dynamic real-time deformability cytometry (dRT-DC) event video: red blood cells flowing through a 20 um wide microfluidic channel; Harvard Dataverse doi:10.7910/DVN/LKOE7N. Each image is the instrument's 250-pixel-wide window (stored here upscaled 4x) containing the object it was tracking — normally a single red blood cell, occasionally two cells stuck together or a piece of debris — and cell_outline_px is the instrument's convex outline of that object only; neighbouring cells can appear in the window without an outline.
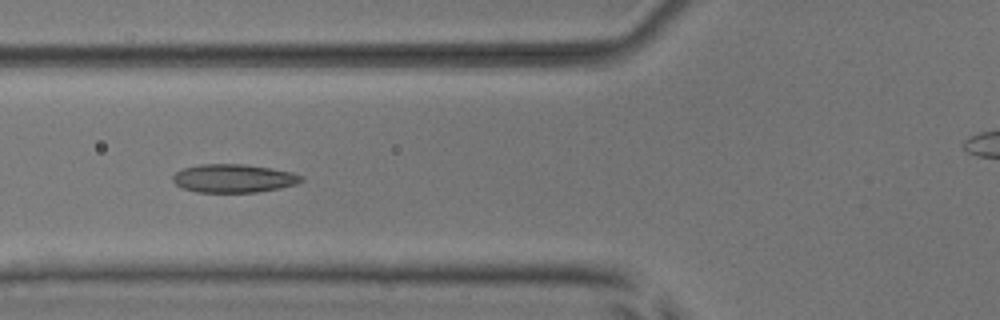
{"species": "common noctule bat (a hibernating species)", "species_latin": "Nyctalus noctula", "temperature_condition": "room temperature", "stored_images_in_passage": 8, "camera_frame_rate_fps": 3000, "um_per_image_px": 0.085, "animal": {"sex": "male", "body_mass_g": 17.9, "forearm_length_mm": 54.2}, "frame": {"image": 1, "passage_image": 6, "time_ms": 6.667, "image_size_px": [1000, 320], "cell_outline_px": [[304, 180], [296, 184], [280, 188], [256, 192], [196, 192], [184, 188], [176, 184], [172, 180], [172, 176], [176, 172], [184, 168], [200, 164], [244, 164], [292, 172], [304, 176]], "centroid_in_image_um": [19.87, 15.16], "position_along_channel_um": 105.9, "area_um2": 21.15}}
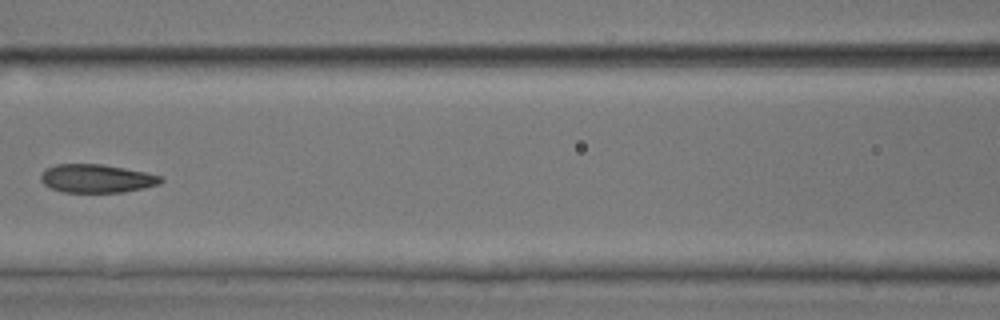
{"frame": {"image": 2, "passage_image": 7, "time_ms": 8.0, "image_size_px": [1000, 320], "cell_outline_px": [[164, 180], [160, 184], [144, 188], [124, 192], [64, 192], [52, 188], [44, 184], [40, 180], [40, 176], [44, 168], [56, 164], [100, 164], [124, 168], [144, 172], [160, 176]], "centroid_in_image_um": [8.19, 15.17], "position_along_channel_um": 158.4, "area_um2": 19.83}}